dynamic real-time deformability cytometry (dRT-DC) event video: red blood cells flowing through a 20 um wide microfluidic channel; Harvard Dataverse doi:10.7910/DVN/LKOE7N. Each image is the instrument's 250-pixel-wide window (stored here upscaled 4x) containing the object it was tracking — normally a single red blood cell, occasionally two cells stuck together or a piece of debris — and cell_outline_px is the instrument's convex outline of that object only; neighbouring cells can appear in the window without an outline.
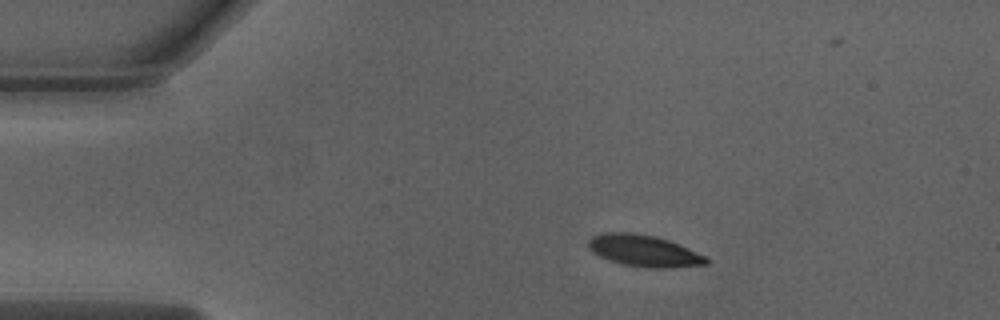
{"species": "Egyptian fruit bat (a non-hibernating species)", "species_latin": "Rousettus aegyptiacus", "temperature_condition": "warm", "stored_images_in_passage": 44, "camera_frame_rate_fps": 3000, "um_per_image_px": 0.085, "animal": {"sex": "male"}, "frame": {"image": 1, "passage_image": 1, "time_ms": 0.0, "image_size_px": [1000, 320], "cell_outline_px": [[708, 264], [668, 268], [648, 268], [624, 264], [600, 256], [592, 252], [588, 248], [588, 240], [592, 236], [604, 232], [632, 232], [656, 236], [668, 240], [708, 256]], "centroid_in_image_um": [54.75, 21.31], "position_along_channel_um": 30.3, "area_um2": 21.73}}
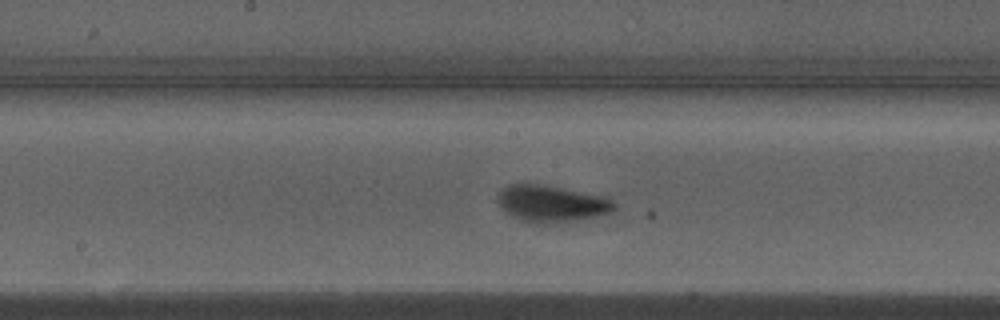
{"frame": {"image": 2, "passage_image": 18, "time_ms": 5.667, "image_size_px": [1000, 320], "cell_outline_px": [[616, 208], [612, 212], [596, 216], [548, 224], [536, 224], [520, 220], [508, 212], [496, 200], [496, 192], [500, 188], [508, 184], [536, 184], [608, 196], [616, 204]], "centroid_in_image_um": [46.87, 17.3], "position_along_channel_um": 201.3, "area_um2": 24.91}}
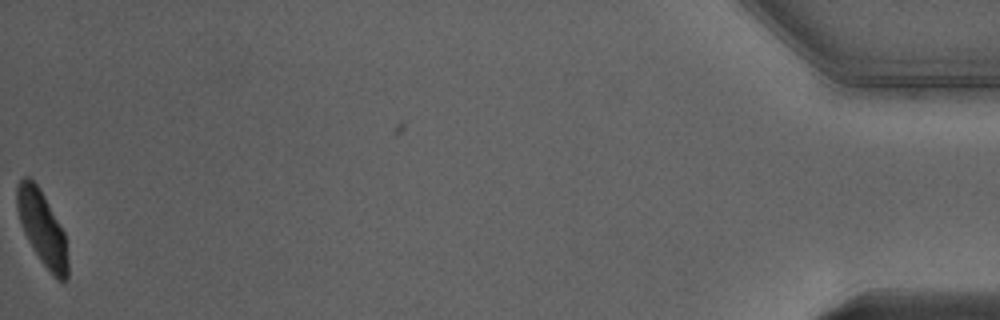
{"frame": {"image": 3, "passage_image": 43, "time_ms": 14.0, "image_size_px": [1000, 320], "cell_outline_px": [[68, 280], [64, 284], [56, 280], [52, 276], [40, 260], [28, 240], [24, 232], [20, 220], [16, 204], [16, 188], [20, 180], [24, 176], [28, 176], [40, 188], [64, 232], [68, 260]], "centroid_in_image_um": [3.6, 19.45], "position_along_channel_um": 431.6, "area_um2": 22.02}, "authors_computed_cell_mechanics": {"area_um2": 23.5824, "velocity_mm_per_s": 4.0037, "shape_relaxation_time_tau1_ms": 2.4639, "shape_relaxation_time_tau2_ms": null, "deformation_change_tau1": 0.1546, "deformation_change_tau2": null}}